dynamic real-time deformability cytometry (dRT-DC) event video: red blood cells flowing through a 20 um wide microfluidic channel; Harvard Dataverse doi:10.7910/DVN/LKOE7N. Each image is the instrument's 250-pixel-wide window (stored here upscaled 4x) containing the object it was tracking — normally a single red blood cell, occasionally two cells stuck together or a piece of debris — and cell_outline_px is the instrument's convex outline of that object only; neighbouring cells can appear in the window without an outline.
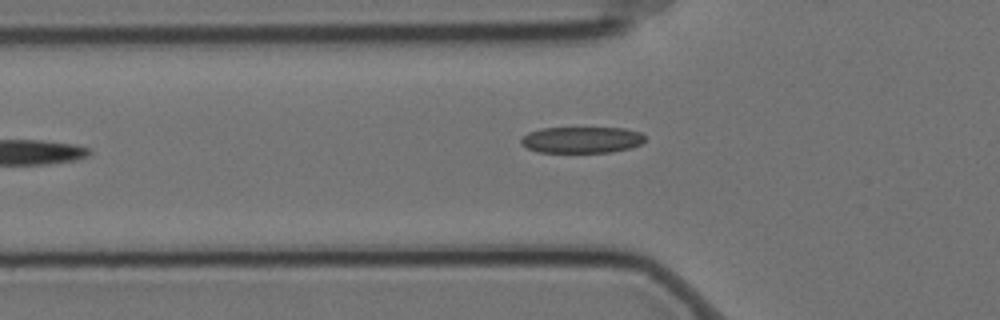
{"species": "Egyptian fruit bat (a non-hibernating species)", "species_latin": "Rousettus aegyptiacus", "temperature_condition": "cold", "stored_images_in_passage": 4, "camera_frame_rate_fps": 3000, "um_per_image_px": 0.085, "animal": {"sex": "female"}, "frame": {"image": 1, "passage_image": 4, "time_ms": 1.0, "image_size_px": [1000, 320], "cell_outline_px": [[644, 140], [640, 144], [628, 148], [612, 152], [536, 152], [520, 144], [520, 140], [528, 132], [540, 128], [624, 128], [640, 132], [644, 136]], "centroid_in_image_um": [49.4, 11.88], "position_along_channel_um": 76.4, "area_um2": 18.96}}